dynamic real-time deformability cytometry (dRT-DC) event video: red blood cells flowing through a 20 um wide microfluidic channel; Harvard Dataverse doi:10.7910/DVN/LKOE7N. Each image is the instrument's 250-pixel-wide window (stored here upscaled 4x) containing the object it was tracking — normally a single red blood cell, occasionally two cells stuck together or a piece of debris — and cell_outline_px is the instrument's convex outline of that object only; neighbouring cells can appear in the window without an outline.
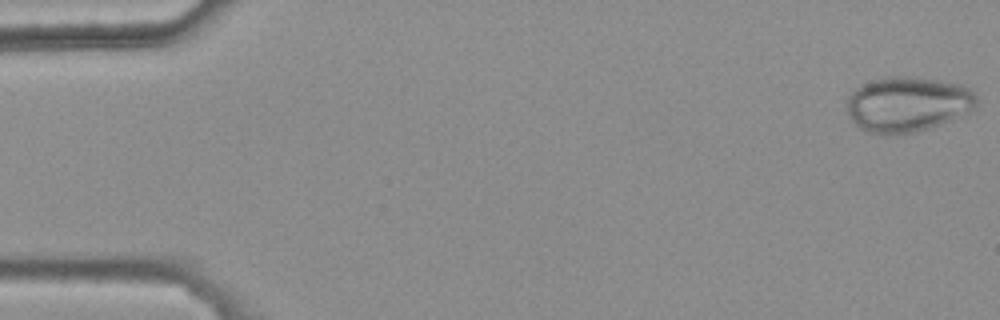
{"species": "common noctule bat (a hibernating species)", "species_latin": "Nyctalus noctula", "temperature_condition": "warm", "stored_images_in_passage": 47, "camera_frame_rate_fps": 3000, "um_per_image_px": 0.085, "animal": {"sex": "female", "body_mass_g": 25.1}, "frame": {"image": 1, "passage_image": 1, "time_ms": 0.0, "image_size_px": [1000, 320], "cell_outline_px": [[976, 104], [968, 112], [952, 120], [916, 132], [884, 136], [868, 132], [860, 128], [848, 116], [848, 96], [856, 88], [864, 84], [888, 76], [904, 76], [936, 80], [960, 84], [968, 88], [976, 96]], "centroid_in_image_um": [77.12, 8.88], "position_along_channel_um": 7.9, "area_um2": 41.5}}
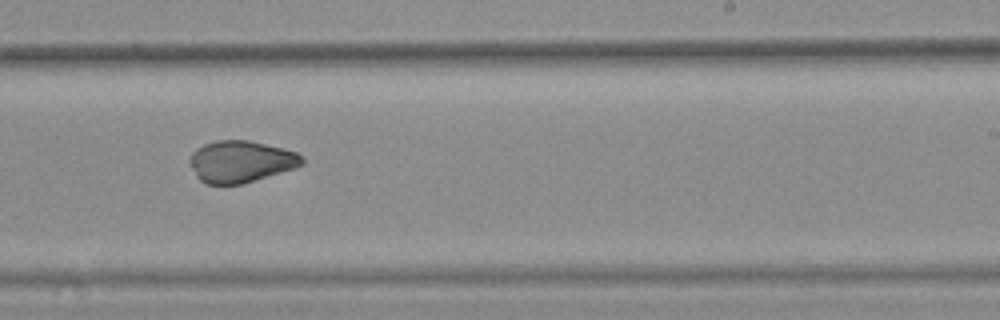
{"frame": {"image": 2, "passage_image": 33, "time_ms": 10.667, "image_size_px": [1000, 320], "cell_outline_px": [[304, 164], [244, 184], [208, 184], [200, 180], [196, 176], [192, 168], [192, 152], [196, 148], [204, 144], [216, 140], [248, 140], [284, 148], [296, 152], [304, 160]], "centroid_in_image_um": [20.47, 13.72], "position_along_channel_um": 268.5, "area_um2": 26.99}}
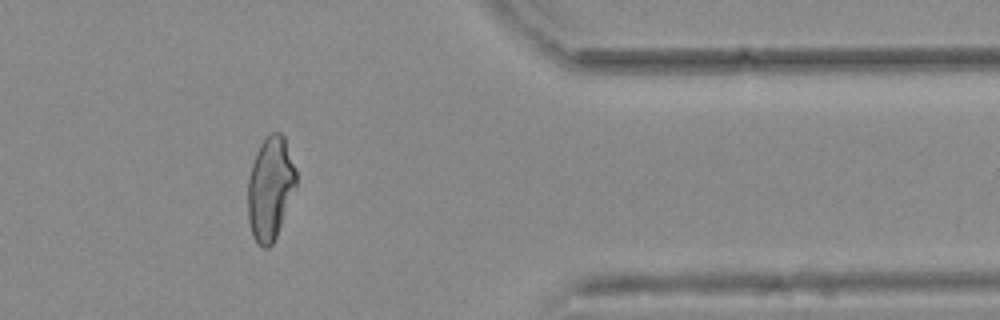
{"frame": {"image": 3, "passage_image": 44, "time_ms": 14.333, "image_size_px": [1000, 320], "cell_outline_px": [[296, 184], [276, 236], [272, 244], [268, 248], [264, 248], [252, 236], [248, 220], [248, 176], [256, 152], [260, 144], [268, 132], [280, 132], [284, 136], [296, 172]], "centroid_in_image_um": [22.95, 15.96], "position_along_channel_um": 388.5, "area_um2": 28.73}, "authors_computed_cell_mechanics": {"area_um2": 29.1312, "velocity_mm_per_s": 3.7828, "shape_relaxation_time_tau1_ms": null, "shape_relaxation_time_tau2_ms": 2.1299, "deformation_change_tau1": null, "deformation_change_tau2": 0.0559}}